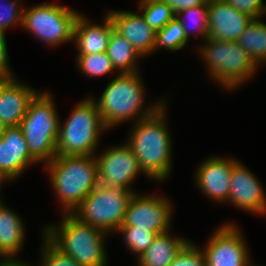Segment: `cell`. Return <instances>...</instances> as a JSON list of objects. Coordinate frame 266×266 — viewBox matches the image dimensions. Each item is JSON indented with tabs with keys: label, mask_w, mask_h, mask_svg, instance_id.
<instances>
[{
	"label": "cell",
	"mask_w": 266,
	"mask_h": 266,
	"mask_svg": "<svg viewBox=\"0 0 266 266\" xmlns=\"http://www.w3.org/2000/svg\"><path fill=\"white\" fill-rule=\"evenodd\" d=\"M165 103L151 116L136 121L127 145L138 159L143 174L164 180L172 169L171 136L165 120Z\"/></svg>",
	"instance_id": "1"
},
{
	"label": "cell",
	"mask_w": 266,
	"mask_h": 266,
	"mask_svg": "<svg viewBox=\"0 0 266 266\" xmlns=\"http://www.w3.org/2000/svg\"><path fill=\"white\" fill-rule=\"evenodd\" d=\"M95 155H56L45 164L65 213H73L98 185Z\"/></svg>",
	"instance_id": "2"
},
{
	"label": "cell",
	"mask_w": 266,
	"mask_h": 266,
	"mask_svg": "<svg viewBox=\"0 0 266 266\" xmlns=\"http://www.w3.org/2000/svg\"><path fill=\"white\" fill-rule=\"evenodd\" d=\"M62 216L58 227L49 225L44 229V236L80 266H106L104 239L107 233L80 221L72 213Z\"/></svg>",
	"instance_id": "3"
},
{
	"label": "cell",
	"mask_w": 266,
	"mask_h": 266,
	"mask_svg": "<svg viewBox=\"0 0 266 266\" xmlns=\"http://www.w3.org/2000/svg\"><path fill=\"white\" fill-rule=\"evenodd\" d=\"M144 88L138 72L119 73L105 88L100 100H95L101 119L106 128L118 125L127 120L137 121L151 116L164 102L152 105L145 110ZM140 113V114H139Z\"/></svg>",
	"instance_id": "4"
},
{
	"label": "cell",
	"mask_w": 266,
	"mask_h": 266,
	"mask_svg": "<svg viewBox=\"0 0 266 266\" xmlns=\"http://www.w3.org/2000/svg\"><path fill=\"white\" fill-rule=\"evenodd\" d=\"M48 92H39L30 101L19 127L31 156L46 164L56 156L59 122L56 108Z\"/></svg>",
	"instance_id": "5"
},
{
	"label": "cell",
	"mask_w": 266,
	"mask_h": 266,
	"mask_svg": "<svg viewBox=\"0 0 266 266\" xmlns=\"http://www.w3.org/2000/svg\"><path fill=\"white\" fill-rule=\"evenodd\" d=\"M106 129L95 99L85 98L76 105L63 127L59 122L56 155H94L100 132Z\"/></svg>",
	"instance_id": "6"
},
{
	"label": "cell",
	"mask_w": 266,
	"mask_h": 266,
	"mask_svg": "<svg viewBox=\"0 0 266 266\" xmlns=\"http://www.w3.org/2000/svg\"><path fill=\"white\" fill-rule=\"evenodd\" d=\"M199 53L205 60L212 79L226 89H233L251 79L258 68L237 41L207 37Z\"/></svg>",
	"instance_id": "7"
},
{
	"label": "cell",
	"mask_w": 266,
	"mask_h": 266,
	"mask_svg": "<svg viewBox=\"0 0 266 266\" xmlns=\"http://www.w3.org/2000/svg\"><path fill=\"white\" fill-rule=\"evenodd\" d=\"M134 191L98 185L72 213L80 221L109 233L123 224Z\"/></svg>",
	"instance_id": "8"
},
{
	"label": "cell",
	"mask_w": 266,
	"mask_h": 266,
	"mask_svg": "<svg viewBox=\"0 0 266 266\" xmlns=\"http://www.w3.org/2000/svg\"><path fill=\"white\" fill-rule=\"evenodd\" d=\"M79 15L66 6L44 3L24 9L22 27L45 44L56 47L73 41L75 22Z\"/></svg>",
	"instance_id": "9"
},
{
	"label": "cell",
	"mask_w": 266,
	"mask_h": 266,
	"mask_svg": "<svg viewBox=\"0 0 266 266\" xmlns=\"http://www.w3.org/2000/svg\"><path fill=\"white\" fill-rule=\"evenodd\" d=\"M95 158L99 185L107 189L124 188L132 192L130 183L141 173V168L127 144L111 147Z\"/></svg>",
	"instance_id": "10"
},
{
	"label": "cell",
	"mask_w": 266,
	"mask_h": 266,
	"mask_svg": "<svg viewBox=\"0 0 266 266\" xmlns=\"http://www.w3.org/2000/svg\"><path fill=\"white\" fill-rule=\"evenodd\" d=\"M172 204L165 197L133 193L121 226L148 229L157 234L169 232Z\"/></svg>",
	"instance_id": "11"
},
{
	"label": "cell",
	"mask_w": 266,
	"mask_h": 266,
	"mask_svg": "<svg viewBox=\"0 0 266 266\" xmlns=\"http://www.w3.org/2000/svg\"><path fill=\"white\" fill-rule=\"evenodd\" d=\"M248 250L240 230L234 224H225L213 233L203 253L207 266H254Z\"/></svg>",
	"instance_id": "12"
},
{
	"label": "cell",
	"mask_w": 266,
	"mask_h": 266,
	"mask_svg": "<svg viewBox=\"0 0 266 266\" xmlns=\"http://www.w3.org/2000/svg\"><path fill=\"white\" fill-rule=\"evenodd\" d=\"M241 162H237L230 176L229 202L253 214L266 213V195L259 180Z\"/></svg>",
	"instance_id": "13"
},
{
	"label": "cell",
	"mask_w": 266,
	"mask_h": 266,
	"mask_svg": "<svg viewBox=\"0 0 266 266\" xmlns=\"http://www.w3.org/2000/svg\"><path fill=\"white\" fill-rule=\"evenodd\" d=\"M33 163L37 161L30 154L21 128L6 127L0 139V178L4 182L14 180Z\"/></svg>",
	"instance_id": "14"
},
{
	"label": "cell",
	"mask_w": 266,
	"mask_h": 266,
	"mask_svg": "<svg viewBox=\"0 0 266 266\" xmlns=\"http://www.w3.org/2000/svg\"><path fill=\"white\" fill-rule=\"evenodd\" d=\"M208 15V37L221 41H238L241 33L253 20L224 0H209Z\"/></svg>",
	"instance_id": "15"
},
{
	"label": "cell",
	"mask_w": 266,
	"mask_h": 266,
	"mask_svg": "<svg viewBox=\"0 0 266 266\" xmlns=\"http://www.w3.org/2000/svg\"><path fill=\"white\" fill-rule=\"evenodd\" d=\"M236 159L211 157L200 164L196 173V182L204 194L217 202H228L230 194V176Z\"/></svg>",
	"instance_id": "16"
},
{
	"label": "cell",
	"mask_w": 266,
	"mask_h": 266,
	"mask_svg": "<svg viewBox=\"0 0 266 266\" xmlns=\"http://www.w3.org/2000/svg\"><path fill=\"white\" fill-rule=\"evenodd\" d=\"M107 14L112 20L114 30L126 38L142 57L154 52L156 32L147 25L142 14L120 10H112Z\"/></svg>",
	"instance_id": "17"
},
{
	"label": "cell",
	"mask_w": 266,
	"mask_h": 266,
	"mask_svg": "<svg viewBox=\"0 0 266 266\" xmlns=\"http://www.w3.org/2000/svg\"><path fill=\"white\" fill-rule=\"evenodd\" d=\"M37 93L15 77L0 79V122L6 127L19 126Z\"/></svg>",
	"instance_id": "18"
},
{
	"label": "cell",
	"mask_w": 266,
	"mask_h": 266,
	"mask_svg": "<svg viewBox=\"0 0 266 266\" xmlns=\"http://www.w3.org/2000/svg\"><path fill=\"white\" fill-rule=\"evenodd\" d=\"M114 30L111 18L106 14L103 25L91 24L80 14L75 22L73 41L78 48L77 55L106 52Z\"/></svg>",
	"instance_id": "19"
},
{
	"label": "cell",
	"mask_w": 266,
	"mask_h": 266,
	"mask_svg": "<svg viewBox=\"0 0 266 266\" xmlns=\"http://www.w3.org/2000/svg\"><path fill=\"white\" fill-rule=\"evenodd\" d=\"M20 217L0 201V257H14L22 248L25 238Z\"/></svg>",
	"instance_id": "20"
},
{
	"label": "cell",
	"mask_w": 266,
	"mask_h": 266,
	"mask_svg": "<svg viewBox=\"0 0 266 266\" xmlns=\"http://www.w3.org/2000/svg\"><path fill=\"white\" fill-rule=\"evenodd\" d=\"M169 233L158 234L152 245L138 258L139 266H169L182 248L189 242Z\"/></svg>",
	"instance_id": "21"
},
{
	"label": "cell",
	"mask_w": 266,
	"mask_h": 266,
	"mask_svg": "<svg viewBox=\"0 0 266 266\" xmlns=\"http://www.w3.org/2000/svg\"><path fill=\"white\" fill-rule=\"evenodd\" d=\"M106 52L114 69H119L120 74L138 72L136 62L142 56L126 38L115 30L112 31Z\"/></svg>",
	"instance_id": "22"
},
{
	"label": "cell",
	"mask_w": 266,
	"mask_h": 266,
	"mask_svg": "<svg viewBox=\"0 0 266 266\" xmlns=\"http://www.w3.org/2000/svg\"><path fill=\"white\" fill-rule=\"evenodd\" d=\"M259 66L266 62V24L260 18L253 19L237 41Z\"/></svg>",
	"instance_id": "23"
},
{
	"label": "cell",
	"mask_w": 266,
	"mask_h": 266,
	"mask_svg": "<svg viewBox=\"0 0 266 266\" xmlns=\"http://www.w3.org/2000/svg\"><path fill=\"white\" fill-rule=\"evenodd\" d=\"M138 10L146 23L155 32L163 29L175 16V12L164 0H140Z\"/></svg>",
	"instance_id": "24"
},
{
	"label": "cell",
	"mask_w": 266,
	"mask_h": 266,
	"mask_svg": "<svg viewBox=\"0 0 266 266\" xmlns=\"http://www.w3.org/2000/svg\"><path fill=\"white\" fill-rule=\"evenodd\" d=\"M183 16V17H182ZM176 18L180 21L182 24L184 34L189 40V29L190 25H187L188 21H192L195 25L192 30L193 32H197L195 34L200 35L203 37L202 39H206L208 37V3L199 5L196 7H191L189 9L182 10L178 13H176ZM188 20V21H187ZM187 21V23H186ZM197 31H196V30Z\"/></svg>",
	"instance_id": "25"
},
{
	"label": "cell",
	"mask_w": 266,
	"mask_h": 266,
	"mask_svg": "<svg viewBox=\"0 0 266 266\" xmlns=\"http://www.w3.org/2000/svg\"><path fill=\"white\" fill-rule=\"evenodd\" d=\"M188 40L180 21L176 16L161 30L156 32L154 51L163 47L166 50L177 51L187 44Z\"/></svg>",
	"instance_id": "26"
},
{
	"label": "cell",
	"mask_w": 266,
	"mask_h": 266,
	"mask_svg": "<svg viewBox=\"0 0 266 266\" xmlns=\"http://www.w3.org/2000/svg\"><path fill=\"white\" fill-rule=\"evenodd\" d=\"M116 232L122 233L127 247L131 252L136 253L138 258L152 245L158 235L148 229L134 226H120Z\"/></svg>",
	"instance_id": "27"
},
{
	"label": "cell",
	"mask_w": 266,
	"mask_h": 266,
	"mask_svg": "<svg viewBox=\"0 0 266 266\" xmlns=\"http://www.w3.org/2000/svg\"><path fill=\"white\" fill-rule=\"evenodd\" d=\"M77 66L83 73L90 77L103 76L114 70L107 52L77 55Z\"/></svg>",
	"instance_id": "28"
},
{
	"label": "cell",
	"mask_w": 266,
	"mask_h": 266,
	"mask_svg": "<svg viewBox=\"0 0 266 266\" xmlns=\"http://www.w3.org/2000/svg\"><path fill=\"white\" fill-rule=\"evenodd\" d=\"M44 238L41 266H80L73 258L62 253L46 237Z\"/></svg>",
	"instance_id": "29"
},
{
	"label": "cell",
	"mask_w": 266,
	"mask_h": 266,
	"mask_svg": "<svg viewBox=\"0 0 266 266\" xmlns=\"http://www.w3.org/2000/svg\"><path fill=\"white\" fill-rule=\"evenodd\" d=\"M169 266H207L203 250L188 242Z\"/></svg>",
	"instance_id": "30"
},
{
	"label": "cell",
	"mask_w": 266,
	"mask_h": 266,
	"mask_svg": "<svg viewBox=\"0 0 266 266\" xmlns=\"http://www.w3.org/2000/svg\"><path fill=\"white\" fill-rule=\"evenodd\" d=\"M3 3V2H2ZM24 8L17 5V0L0 4V30L4 31L9 26L18 24L22 26Z\"/></svg>",
	"instance_id": "31"
},
{
	"label": "cell",
	"mask_w": 266,
	"mask_h": 266,
	"mask_svg": "<svg viewBox=\"0 0 266 266\" xmlns=\"http://www.w3.org/2000/svg\"><path fill=\"white\" fill-rule=\"evenodd\" d=\"M237 11L245 13L253 19L263 17L266 13V6L263 0H224Z\"/></svg>",
	"instance_id": "32"
},
{
	"label": "cell",
	"mask_w": 266,
	"mask_h": 266,
	"mask_svg": "<svg viewBox=\"0 0 266 266\" xmlns=\"http://www.w3.org/2000/svg\"><path fill=\"white\" fill-rule=\"evenodd\" d=\"M7 45L5 39V32L0 30V79L13 78L12 70L8 63Z\"/></svg>",
	"instance_id": "33"
},
{
	"label": "cell",
	"mask_w": 266,
	"mask_h": 266,
	"mask_svg": "<svg viewBox=\"0 0 266 266\" xmlns=\"http://www.w3.org/2000/svg\"><path fill=\"white\" fill-rule=\"evenodd\" d=\"M164 1L175 12V14L182 10L203 5L209 2V0H164Z\"/></svg>",
	"instance_id": "34"
},
{
	"label": "cell",
	"mask_w": 266,
	"mask_h": 266,
	"mask_svg": "<svg viewBox=\"0 0 266 266\" xmlns=\"http://www.w3.org/2000/svg\"><path fill=\"white\" fill-rule=\"evenodd\" d=\"M0 266H30L28 265L26 262H22L20 260H16V259H12V258H9V259H3V260H0Z\"/></svg>",
	"instance_id": "35"
},
{
	"label": "cell",
	"mask_w": 266,
	"mask_h": 266,
	"mask_svg": "<svg viewBox=\"0 0 266 266\" xmlns=\"http://www.w3.org/2000/svg\"><path fill=\"white\" fill-rule=\"evenodd\" d=\"M5 128H6V126L0 122V139H2V137L4 135Z\"/></svg>",
	"instance_id": "36"
},
{
	"label": "cell",
	"mask_w": 266,
	"mask_h": 266,
	"mask_svg": "<svg viewBox=\"0 0 266 266\" xmlns=\"http://www.w3.org/2000/svg\"><path fill=\"white\" fill-rule=\"evenodd\" d=\"M3 180L0 178V186H2V184H3ZM1 188V187H0ZM2 199H1V196H0V201H1Z\"/></svg>",
	"instance_id": "37"
}]
</instances>
